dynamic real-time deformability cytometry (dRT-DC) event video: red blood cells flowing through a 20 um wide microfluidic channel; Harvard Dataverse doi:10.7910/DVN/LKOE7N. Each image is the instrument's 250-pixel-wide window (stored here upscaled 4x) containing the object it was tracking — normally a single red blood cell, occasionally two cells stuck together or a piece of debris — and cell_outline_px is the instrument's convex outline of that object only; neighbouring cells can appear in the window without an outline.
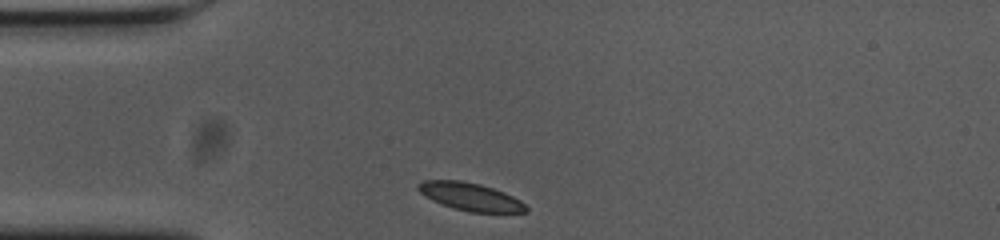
{"species": "common noctule bat (a hibernating species)", "species_latin": "Nyctalus noctula", "temperature_condition": "cold", "stored_images_in_passage": 32, "camera_frame_rate_fps": 3000, "um_per_image_px": 0.085, "animal": {"sex": "female", "body_mass_g": 23.0, "forearm_length_mm": 53.4}, "frame": {"image": 1, "passage_image": 1, "time_ms": 0.0, "image_size_px": [1000, 240], "cell_outline_px": [[528, 212], [468, 212], [452, 208], [440, 204], [432, 200], [420, 192], [416, 188], [416, 184], [424, 180], [460, 180], [480, 184], [504, 192], [520, 200], [528, 208]], "centroid_in_image_um": [39.95, 16.72], "position_along_channel_um": 45.1, "area_um2": 17.51}}
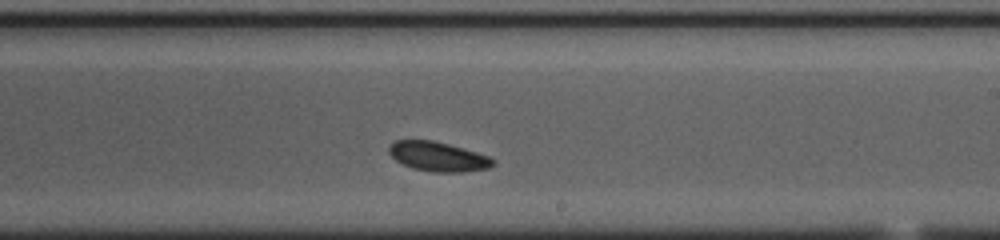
{"frame": {"image": 2, "passage_image": 20, "time_ms": 6.333, "image_size_px": [1000, 240], "cell_outline_px": [[496, 164], [488, 168], [464, 172], [432, 172], [412, 168], [396, 160], [388, 152], [388, 148], [396, 140], [432, 140], [448, 144], [476, 152], [488, 156], [496, 160]], "centroid_in_image_um": [37.25, 13.32], "position_along_channel_um": 251.7, "area_um2": 17.8}}
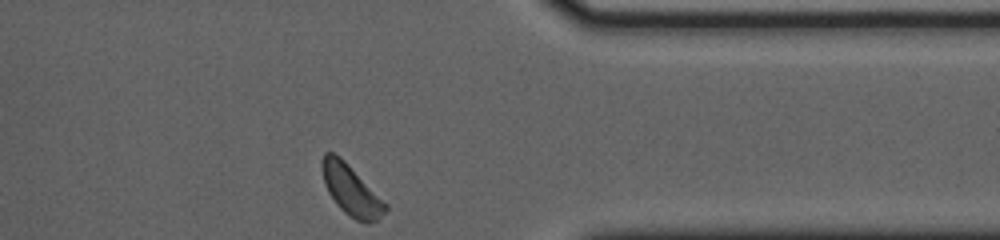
{"frame": {"image": 3, "passage_image": 32, "time_ms": 10.333, "image_size_px": [1000, 240], "cell_outline_px": [[388, 208], [376, 220], [356, 220], [348, 216], [336, 204], [328, 192], [324, 184], [320, 160], [324, 152], [332, 152], [340, 156], [388, 204]], "centroid_in_image_um": [29.8, 16.11], "position_along_channel_um": 381.6, "area_um2": 18.38}, "authors_computed_cell_mechanics": {"area_um2": 17.8891, "velocity_mm_per_s": 3.5533, "shape_relaxation_time_tau1_ms": 1.9064, "shape_relaxation_time_tau2_ms": null, "deformation_change_tau1": 0.0894, "deformation_change_tau2": null}}